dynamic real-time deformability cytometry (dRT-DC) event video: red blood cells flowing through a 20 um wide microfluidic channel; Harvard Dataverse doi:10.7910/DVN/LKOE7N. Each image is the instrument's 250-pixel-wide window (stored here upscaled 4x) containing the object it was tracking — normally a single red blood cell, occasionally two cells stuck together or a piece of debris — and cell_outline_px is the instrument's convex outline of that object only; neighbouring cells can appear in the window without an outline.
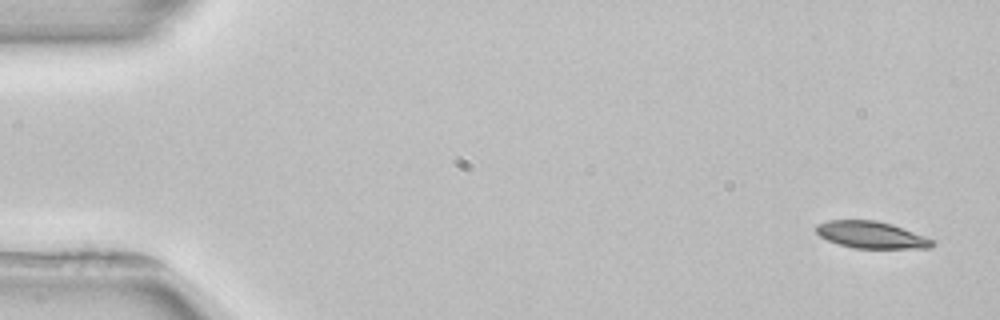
{"species": "common noctule bat (a hibernating species)", "species_latin": "Nyctalus noctula", "temperature_condition": "room temperature", "stored_images_in_passage": 4, "segment_of_instrument_passage": [1, 2], "camera_frame_rate_fps": 3000, "um_per_image_px": 0.085, "animal": {"sex": "female", "body_mass_g": 22.7, "forearm_length_mm": 54.2}, "frame": {"image": 1, "passage_image": 1, "time_ms": 0.0, "image_size_px": [1000, 320], "cell_outline_px": [[936, 244], [928, 248], [852, 248], [828, 240], [820, 236], [816, 232], [816, 224], [828, 220], [876, 220], [892, 224], [936, 240]], "centroid_in_image_um": [74.08, 19.96], "position_along_channel_um": 10.9, "area_um2": 18.26}}
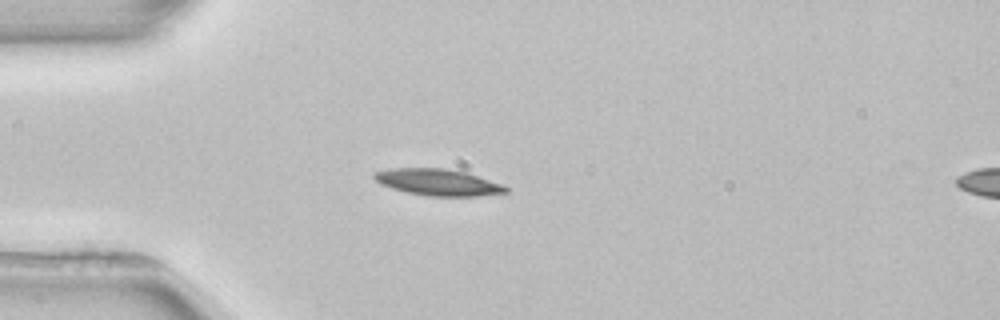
{"frame": {"image": 2, "passage_image": 3, "time_ms": 4.0, "image_size_px": [1000, 320], "cell_outline_px": [[508, 192], [480, 196], [428, 196], [408, 192], [392, 188], [380, 184], [372, 176], [372, 172], [392, 168], [444, 168], [464, 172], [504, 184], [508, 188]], "centroid_in_image_um": [37.23, 15.49], "position_along_channel_um": 47.8, "area_um2": 20.35}}